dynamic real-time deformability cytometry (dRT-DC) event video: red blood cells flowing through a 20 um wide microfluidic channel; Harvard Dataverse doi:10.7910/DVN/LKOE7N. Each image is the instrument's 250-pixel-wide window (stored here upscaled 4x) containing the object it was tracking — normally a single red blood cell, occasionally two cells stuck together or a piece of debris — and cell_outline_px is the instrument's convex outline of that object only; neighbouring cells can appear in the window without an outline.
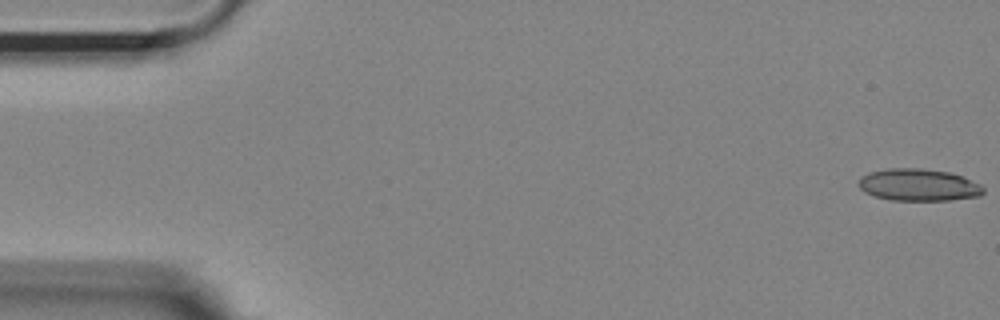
{"species": "Egyptian fruit bat (a non-hibernating species)", "species_latin": "Rousettus aegyptiacus", "temperature_condition": "room temperature", "stored_images_in_passage": 13, "camera_frame_rate_fps": 3000, "um_per_image_px": 0.085, "animal": {"sex": "female"}, "frame": {"image": 1, "passage_image": 1, "time_ms": 0.0, "image_size_px": [1000, 320], "cell_outline_px": [[984, 192], [980, 196], [948, 200], [892, 200], [876, 196], [864, 192], [856, 184], [860, 176], [868, 172], [888, 168], [924, 168], [948, 172], [964, 176], [980, 184], [984, 188]], "centroid_in_image_um": [78.05, 15.7], "position_along_channel_um": 6.9, "area_um2": 23.58}}